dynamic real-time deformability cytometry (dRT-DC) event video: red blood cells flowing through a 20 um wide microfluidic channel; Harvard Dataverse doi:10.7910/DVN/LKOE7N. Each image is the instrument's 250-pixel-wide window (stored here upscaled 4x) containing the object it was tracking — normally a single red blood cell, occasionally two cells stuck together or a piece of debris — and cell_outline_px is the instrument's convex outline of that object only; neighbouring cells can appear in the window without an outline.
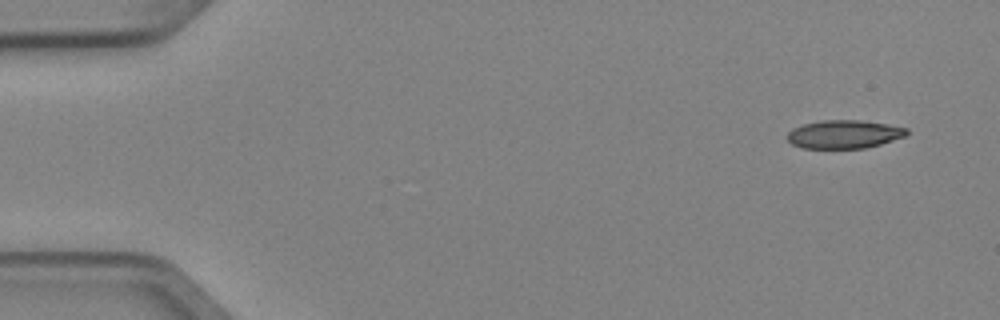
{"species": "Egyptian fruit bat (a non-hibernating species)", "species_latin": "Rousettus aegyptiacus", "temperature_condition": "cold", "stored_images_in_passage": 3, "camera_frame_rate_fps": 3000, "um_per_image_px": 0.085, "animal": {"sex": "female"}, "frame": {"image": 1, "passage_image": 1, "time_ms": 0.0, "image_size_px": [1000, 320], "cell_outline_px": [[908, 136], [880, 144], [864, 148], [804, 148], [792, 144], [784, 136], [792, 128], [804, 124], [824, 120], [860, 120], [908, 128]], "centroid_in_image_um": [71.74, 11.41], "position_along_channel_um": 13.3, "area_um2": 19.71}}